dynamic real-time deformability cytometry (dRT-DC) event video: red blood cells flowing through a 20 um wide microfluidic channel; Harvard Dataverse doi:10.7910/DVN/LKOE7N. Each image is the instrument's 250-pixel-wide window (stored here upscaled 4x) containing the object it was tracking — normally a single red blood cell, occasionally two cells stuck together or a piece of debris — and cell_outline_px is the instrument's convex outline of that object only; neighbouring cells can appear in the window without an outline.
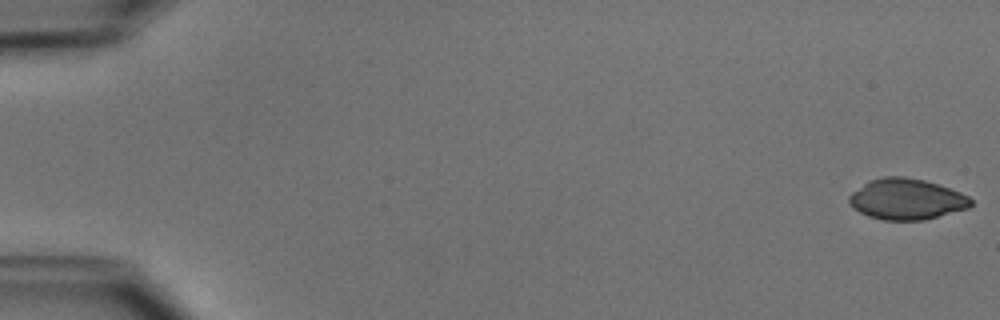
{"species": "common noctule bat (a hibernating species)", "species_latin": "Nyctalus noctula", "temperature_condition": "cold", "stored_images_in_passage": 10, "camera_frame_rate_fps": 3000, "um_per_image_px": 0.085, "animal": {"sex": "male", "body_mass_g": 15.6}, "frame": {"image": 1, "passage_image": 1, "time_ms": 0.0, "image_size_px": [1000, 320], "cell_outline_px": [[972, 204], [968, 208], [924, 220], [884, 220], [868, 216], [860, 212], [848, 204], [848, 196], [852, 192], [868, 180], [884, 176], [904, 176], [924, 180], [960, 192], [968, 196], [972, 200]], "centroid_in_image_um": [77.02, 16.92], "position_along_channel_um": 8.0, "area_um2": 29.02}}